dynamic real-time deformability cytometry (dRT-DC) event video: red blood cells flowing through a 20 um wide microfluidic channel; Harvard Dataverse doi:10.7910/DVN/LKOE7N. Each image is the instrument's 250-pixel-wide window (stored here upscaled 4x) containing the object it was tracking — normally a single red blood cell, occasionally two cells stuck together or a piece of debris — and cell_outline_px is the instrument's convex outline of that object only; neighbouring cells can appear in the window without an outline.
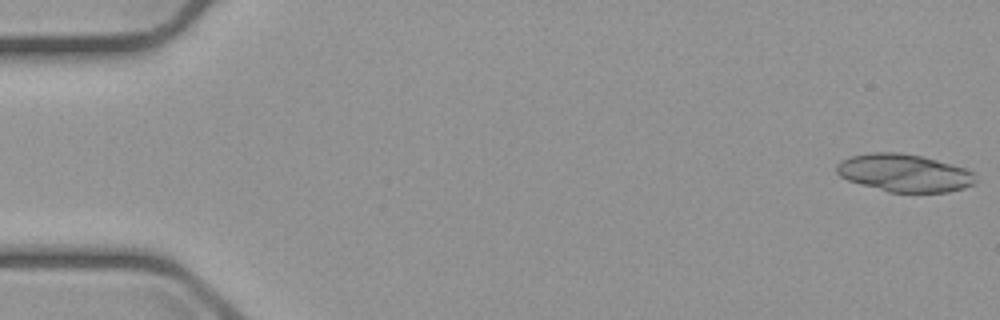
{"species": "common noctule bat (a hibernating species)", "species_latin": "Nyctalus noctula", "temperature_condition": "cold", "stored_images_in_passage": 6, "camera_frame_rate_fps": 3000, "um_per_image_px": 0.085, "animal": {"sex": "male", "body_mass_g": 23.1, "forearm_length_mm": 52.7}, "frame": {"image": 1, "passage_image": 1, "time_ms": 0.0, "image_size_px": [1000, 320], "cell_outline_px": [[976, 180], [972, 184], [964, 188], [948, 192], [888, 192], [860, 184], [848, 180], [840, 176], [836, 172], [836, 164], [840, 160], [852, 156], [872, 152], [900, 152], [920, 156], [952, 164], [964, 168], [972, 172]], "centroid_in_image_um": [76.83, 14.7], "position_along_channel_um": 8.2, "area_um2": 30.4}}